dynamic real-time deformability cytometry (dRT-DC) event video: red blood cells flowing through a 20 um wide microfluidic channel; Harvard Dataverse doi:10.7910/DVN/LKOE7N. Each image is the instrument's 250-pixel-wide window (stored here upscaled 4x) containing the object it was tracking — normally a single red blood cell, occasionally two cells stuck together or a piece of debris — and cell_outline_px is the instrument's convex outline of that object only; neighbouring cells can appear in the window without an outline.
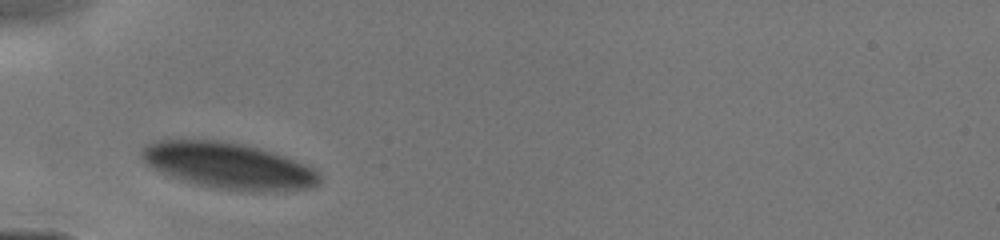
{"species": "human", "species_latin": "Homo sapiens", "temperature_condition": "cold", "stored_images_in_passage": 16, "camera_frame_rate_fps": 3000, "um_per_image_px": 0.085, "donor": {"sex": "male"}, "frame": {"image": 1, "passage_image": 1, "time_ms": 0.0, "image_size_px": [1000, 240], "cell_outline_px": [[320, 184], [308, 188], [260, 192], [252, 192], [216, 188], [196, 184], [172, 176], [152, 168], [144, 164], [140, 156], [140, 152], [144, 144], [168, 136], [184, 136], [216, 140], [244, 144], [260, 148], [284, 156], [304, 164], [312, 168], [320, 176]], "centroid_in_image_um": [19.29, 14.03], "position_along_channel_um": 65.7, "area_um2": 48.9}}
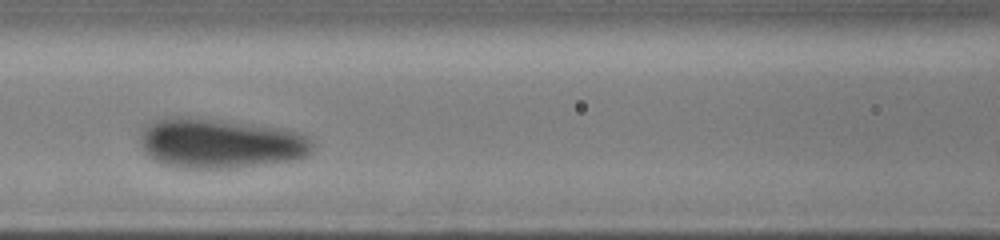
{"frame": {"image": 2, "passage_image": 10, "time_ms": 2.0, "image_size_px": [1000, 240], "cell_outline_px": [[316, 148], [304, 156], [296, 160], [236, 168], [176, 168], [160, 164], [148, 156], [144, 152], [140, 144], [140, 128], [144, 124], [152, 120], [164, 116], [188, 116], [224, 120], [256, 124], [280, 128], [300, 132], [316, 140]], "centroid_in_image_um": [18.69, 12.17], "position_along_channel_um": 147.9, "area_um2": 51.73}}
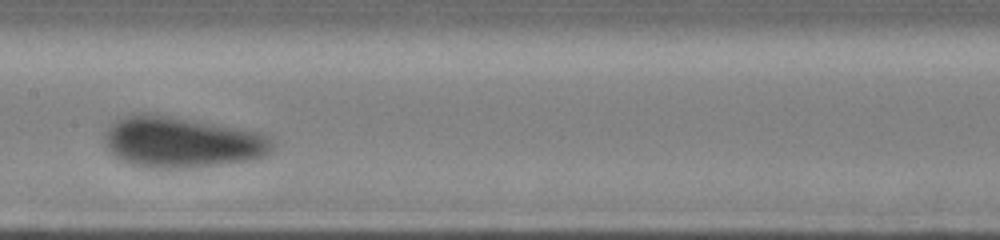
{"frame": {"image": 3, "passage_image": 15, "time_ms": 3.0, "image_size_px": [1000, 240], "cell_outline_px": [[272, 148], [264, 156], [252, 160], [196, 168], [148, 168], [128, 164], [120, 160], [108, 148], [104, 140], [104, 136], [108, 128], [116, 120], [128, 116], [168, 116], [196, 120], [260, 132], [268, 136], [272, 144]], "centroid_in_image_um": [15.48, 12.13], "position_along_channel_um": 191.9, "area_um2": 49.3}}